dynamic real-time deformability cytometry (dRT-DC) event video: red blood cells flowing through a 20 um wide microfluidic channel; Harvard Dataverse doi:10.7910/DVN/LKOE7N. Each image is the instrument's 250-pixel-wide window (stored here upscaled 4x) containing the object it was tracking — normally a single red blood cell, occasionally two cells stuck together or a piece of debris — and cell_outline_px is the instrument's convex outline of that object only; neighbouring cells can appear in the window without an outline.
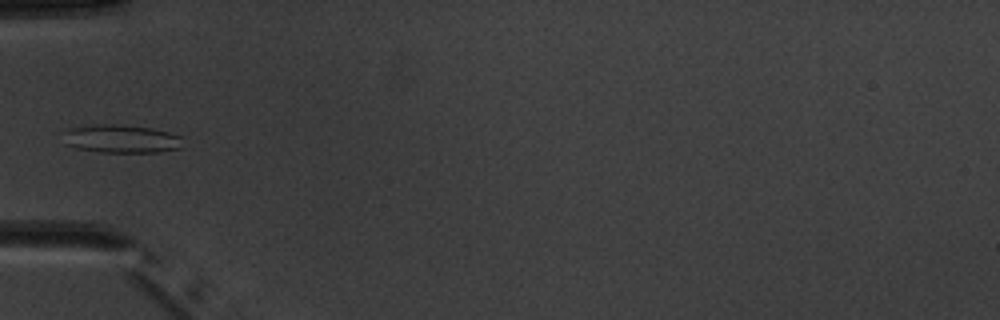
{"species": "common noctule bat (a hibernating species)", "species_latin": "Nyctalus noctula", "temperature_condition": "warm", "stored_images_in_passage": 7, "camera_frame_rate_fps": 3000, "um_per_image_px": 0.085, "animal": {"sex": "male", "body_mass_g": 20.1, "forearm_length_mm": 53.5}, "frame": {"image": 1, "passage_image": 5, "time_ms": 4.667, "image_size_px": [1000, 320], "cell_outline_px": [[184, 148], [160, 152], [100, 152], [76, 148], [68, 144], [64, 132], [64, 128], [100, 124], [112, 124], [152, 128], [168, 132], [180, 136]], "centroid_in_image_um": [10.34, 11.8], "position_along_channel_um": 74.7, "area_um2": 19.65}}
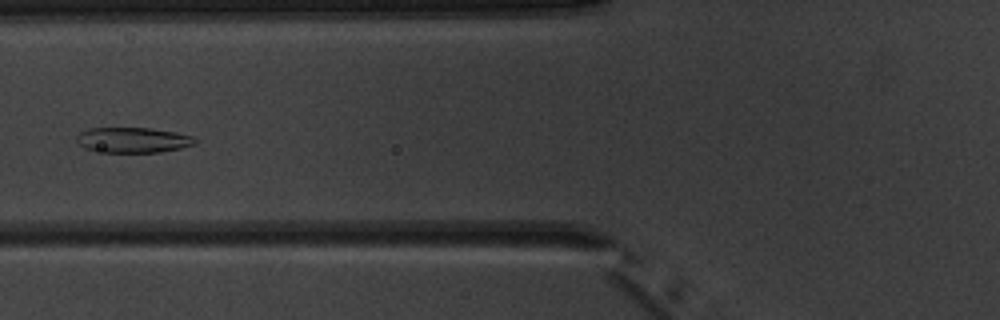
{"frame": {"image": 2, "passage_image": 6, "time_ms": 5.667, "image_size_px": [1000, 320], "cell_outline_px": [[196, 144], [180, 148], [160, 152], [104, 152], [84, 148], [76, 140], [76, 136], [80, 132], [88, 128], [148, 128], [176, 132], [192, 136], [196, 140]], "centroid_in_image_um": [11.29, 11.9], "position_along_channel_um": 114.5, "area_um2": 17.4}}
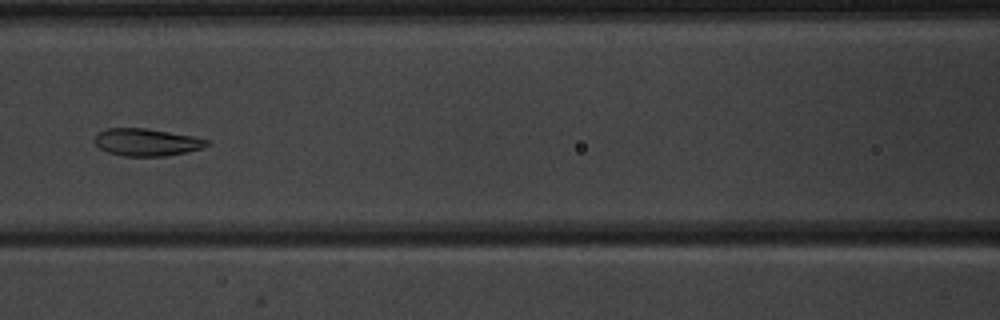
{"frame": {"image": 3, "passage_image": 7, "time_ms": 6.667, "image_size_px": [1000, 320], "cell_outline_px": [[208, 144], [204, 148], [164, 156], [124, 156], [108, 152], [100, 148], [96, 144], [96, 136], [100, 132], [108, 128], [148, 128], [192, 136], [208, 140]], "centroid_in_image_um": [12.48, 12.09], "position_along_channel_um": 154.1, "area_um2": 17.63}}